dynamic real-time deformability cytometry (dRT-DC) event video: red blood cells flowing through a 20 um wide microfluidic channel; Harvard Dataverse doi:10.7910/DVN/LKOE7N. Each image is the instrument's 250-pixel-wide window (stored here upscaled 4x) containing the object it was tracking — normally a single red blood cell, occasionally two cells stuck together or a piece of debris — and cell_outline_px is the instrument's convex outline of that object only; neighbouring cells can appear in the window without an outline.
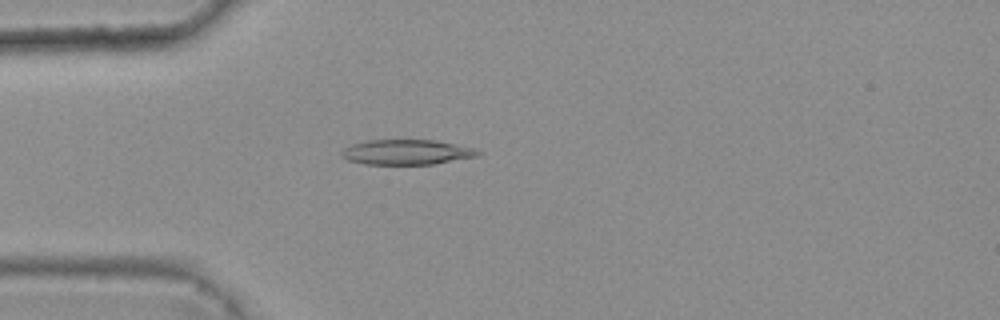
{"species": "common noctule bat (a hibernating species)", "species_latin": "Nyctalus noctula", "temperature_condition": "warm", "stored_images_in_passage": 5, "camera_frame_rate_fps": 3000, "um_per_image_px": 0.085, "animal": {"sex": "female", "body_mass_g": 25.1}, "frame": {"image": 1, "passage_image": 5, "time_ms": 1.333, "image_size_px": [1000, 320], "cell_outline_px": [[484, 152], [476, 156], [432, 164], [364, 164], [348, 160], [340, 156], [340, 152], [344, 148], [352, 144], [368, 140], [436, 140], [472, 148]], "centroid_in_image_um": [34.52, 12.93], "position_along_channel_um": 50.5, "area_um2": 19.77}}